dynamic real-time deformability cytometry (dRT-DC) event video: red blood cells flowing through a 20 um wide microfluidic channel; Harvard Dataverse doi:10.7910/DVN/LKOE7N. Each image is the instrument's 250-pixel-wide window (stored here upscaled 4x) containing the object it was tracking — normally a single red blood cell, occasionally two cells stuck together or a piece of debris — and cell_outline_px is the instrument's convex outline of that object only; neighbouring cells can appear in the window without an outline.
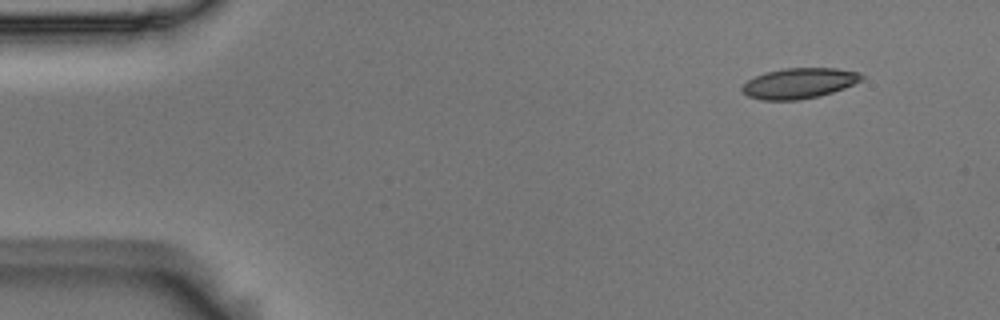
{"species": "Egyptian fruit bat (a non-hibernating species)", "species_latin": "Rousettus aegyptiacus", "temperature_condition": "room temperature", "stored_images_in_passage": 50, "camera_frame_rate_fps": 3000, "um_per_image_px": 0.085, "animal": {"sex": "male"}, "frame": {"image": 1, "passage_image": 1, "time_ms": 0.0, "image_size_px": [1000, 320], "cell_outline_px": [[864, 80], [844, 88], [820, 96], [800, 100], [760, 100], [748, 96], [740, 88], [748, 80], [756, 76], [768, 72], [784, 68], [836, 68], [860, 72], [864, 76]], "centroid_in_image_um": [67.97, 7.08], "position_along_channel_um": 17.0, "area_um2": 21.27}}
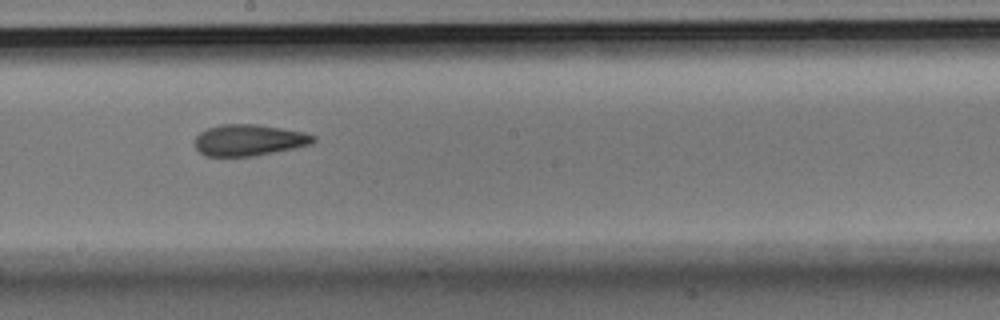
{"frame": {"image": 2, "passage_image": 26, "time_ms": 8.333, "image_size_px": [1000, 320], "cell_outline_px": [[316, 140], [312, 144], [256, 156], [204, 156], [196, 148], [196, 136], [200, 132], [208, 128], [220, 124], [256, 124], [304, 132], [316, 136]], "centroid_in_image_um": [21.17, 11.91], "position_along_channel_um": 227.0, "area_um2": 21.62}}
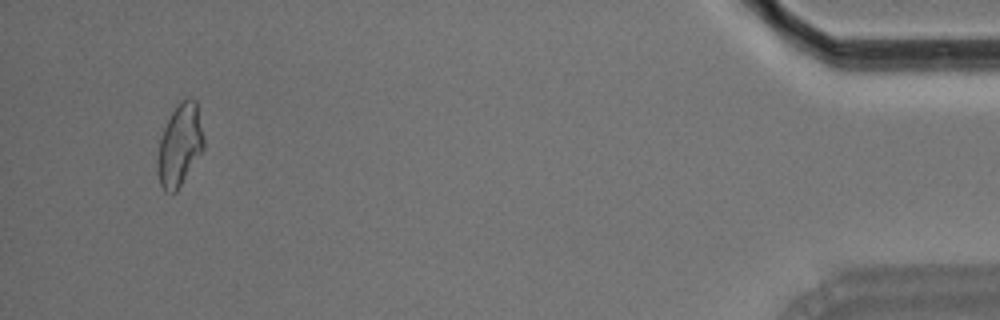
{"frame": {"image": 3, "passage_image": 48, "time_ms": 15.667, "image_size_px": [1000, 320], "cell_outline_px": [[204, 148], [176, 192], [164, 192], [160, 184], [156, 172], [156, 160], [160, 140], [164, 128], [172, 112], [180, 100], [188, 96], [192, 96], [196, 100], [204, 136]], "centroid_in_image_um": [15.27, 12.32], "position_along_channel_um": 419.9, "area_um2": 22.25}, "authors_computed_cell_mechanics": {"area_um2": 21.7906, "velocity_mm_per_s": 3.6659, "shape_relaxation_time_tau1_ms": 10.5203, "shape_relaxation_time_tau2_ms": 2.6695, "deformation_change_tau1": 0.1952, "deformation_change_tau2": 0.101}}